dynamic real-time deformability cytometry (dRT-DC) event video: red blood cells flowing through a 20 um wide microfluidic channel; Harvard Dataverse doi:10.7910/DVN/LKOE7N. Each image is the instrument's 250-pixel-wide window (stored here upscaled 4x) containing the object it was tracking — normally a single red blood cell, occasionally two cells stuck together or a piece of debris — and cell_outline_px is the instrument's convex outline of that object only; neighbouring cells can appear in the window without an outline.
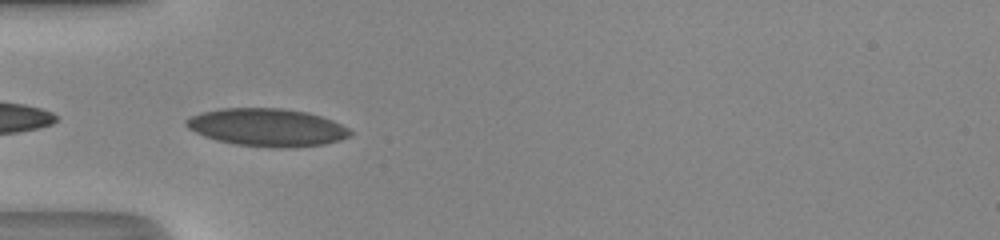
{"species": "human", "species_latin": "Homo sapiens", "temperature_condition": "room temperature", "stored_images_in_passage": 33, "camera_frame_rate_fps": 3000, "um_per_image_px": 0.085, "donor": {"sex": "male"}, "frame": {"image": 1, "passage_image": 1, "time_ms": 0.0, "image_size_px": [1000, 240], "cell_outline_px": [[352, 136], [340, 140], [324, 144], [292, 148], [276, 148], [236, 144], [216, 140], [204, 136], [188, 128], [184, 124], [184, 120], [200, 112], [220, 108], [280, 108], [308, 112], [332, 120], [348, 128], [352, 132]], "centroid_in_image_um": [22.7, 10.83], "position_along_channel_um": 62.3, "area_um2": 36.24}}
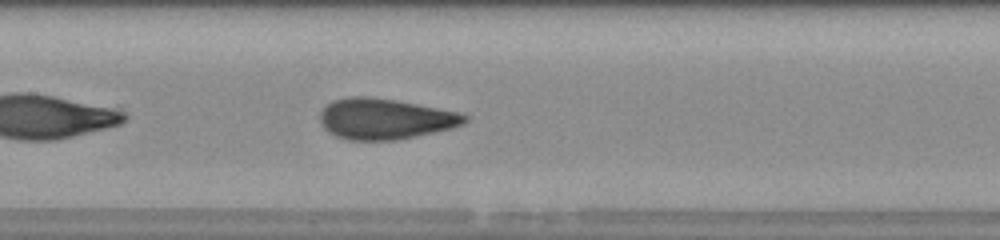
{"frame": {"image": 2, "passage_image": 9, "time_ms": 2.667, "image_size_px": [1000, 240], "cell_outline_px": [[468, 120], [464, 124], [452, 128], [436, 132], [396, 140], [348, 140], [336, 136], [328, 132], [320, 124], [320, 112], [332, 100], [348, 96], [368, 96], [396, 100], [460, 112], [468, 116]], "centroid_in_image_um": [32.73, 10.1], "position_along_channel_um": 174.7, "area_um2": 34.62}}
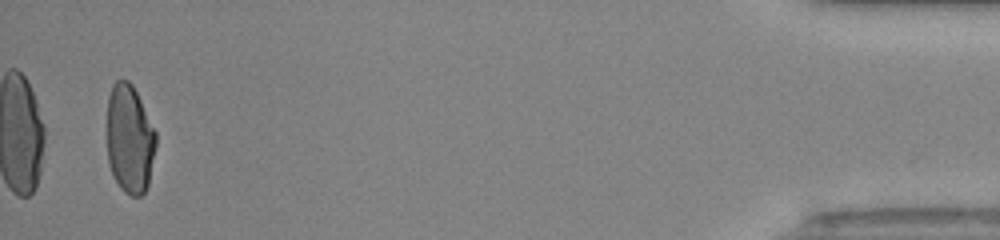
{"frame": {"image": 3, "passage_image": 32, "time_ms": 10.333, "image_size_px": [1000, 240], "cell_outline_px": [[156, 148], [148, 184], [144, 192], [140, 196], [132, 196], [124, 192], [120, 188], [112, 172], [108, 160], [108, 96], [112, 84], [116, 80], [128, 80], [132, 84], [156, 132]], "centroid_in_image_um": [11.03, 11.82], "position_along_channel_um": 424.2, "area_um2": 30.87}}